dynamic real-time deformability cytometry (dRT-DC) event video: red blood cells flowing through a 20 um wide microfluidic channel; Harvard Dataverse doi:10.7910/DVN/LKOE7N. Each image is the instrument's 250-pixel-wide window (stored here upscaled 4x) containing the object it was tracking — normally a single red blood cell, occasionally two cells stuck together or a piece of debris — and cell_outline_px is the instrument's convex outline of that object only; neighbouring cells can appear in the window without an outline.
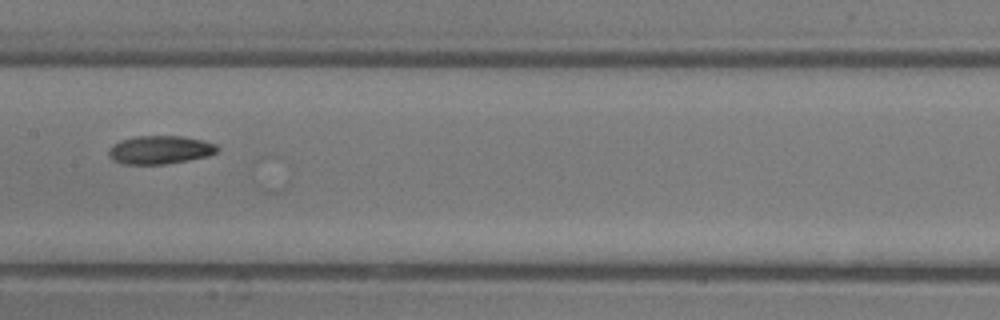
{"species": "common noctule bat (a hibernating species)", "species_latin": "Nyctalus noctula", "temperature_condition": "room temperature", "stored_images_in_passage": 22, "camera_frame_rate_fps": 3000, "um_per_image_px": 0.085, "animal": {"sex": "male", "body_mass_g": 13.3}, "frame": {"image": 1, "passage_image": 15, "time_ms": 4.667, "image_size_px": [1000, 320], "cell_outline_px": [[220, 148], [216, 152], [208, 156], [188, 160], [164, 164], [124, 164], [112, 160], [108, 156], [108, 148], [112, 144], [120, 140], [136, 136], [180, 136], [204, 140], [216, 144]], "centroid_in_image_um": [13.58, 12.73], "position_along_channel_um": 193.8, "area_um2": 18.09}}